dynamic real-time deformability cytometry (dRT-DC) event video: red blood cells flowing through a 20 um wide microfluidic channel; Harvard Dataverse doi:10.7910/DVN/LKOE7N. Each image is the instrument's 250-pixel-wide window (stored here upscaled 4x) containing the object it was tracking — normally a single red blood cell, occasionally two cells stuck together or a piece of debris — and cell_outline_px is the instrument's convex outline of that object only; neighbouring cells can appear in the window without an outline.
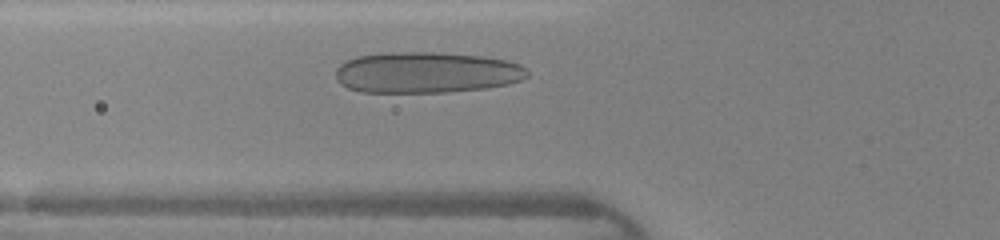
{"species": "human", "species_latin": "Homo sapiens", "temperature_condition": "warm", "stored_images_in_passage": 26, "camera_frame_rate_fps": 3000, "um_per_image_px": 0.085, "donor": {"sex": "female"}, "frame": {"image": 1, "passage_image": 5, "time_ms": 1.333, "image_size_px": [1000, 240], "cell_outline_px": [[528, 76], [520, 80], [508, 84], [484, 88], [444, 92], [360, 92], [348, 88], [340, 84], [336, 80], [336, 68], [340, 64], [348, 60], [360, 56], [388, 52], [432, 52], [480, 56], [504, 60], [520, 64], [528, 68]], "centroid_in_image_um": [36.23, 6.16], "position_along_channel_um": 89.6, "area_um2": 45.78}}
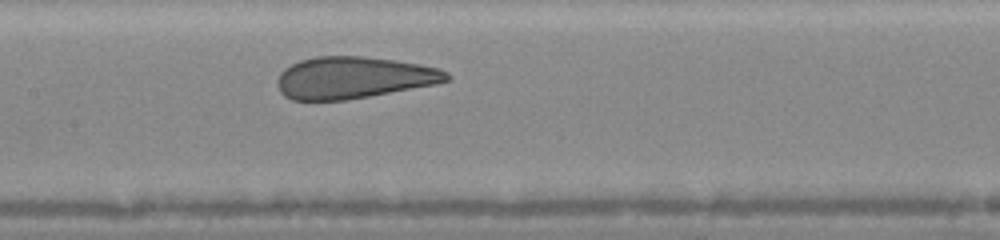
{"frame": {"image": 2, "passage_image": 11, "time_ms": 3.333, "image_size_px": [1000, 240], "cell_outline_px": [[452, 76], [448, 80], [436, 84], [368, 96], [344, 100], [292, 100], [284, 96], [280, 92], [276, 84], [276, 80], [280, 72], [284, 68], [300, 60], [316, 56], [360, 56], [392, 60], [420, 64], [440, 68], [448, 72]], "centroid_in_image_um": [30.02, 6.6], "position_along_channel_um": 177.4, "area_um2": 41.27}}
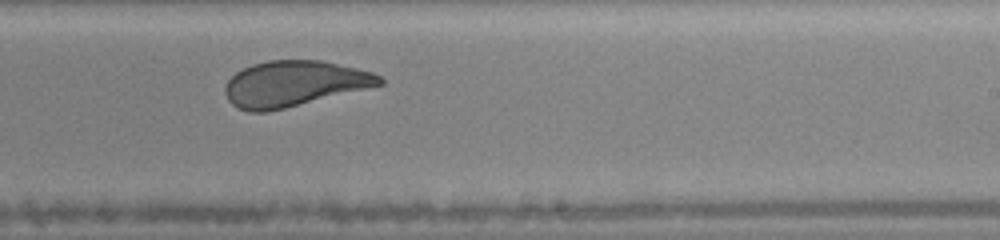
{"frame": {"image": 3, "passage_image": 17, "time_ms": 5.333, "image_size_px": [1000, 240], "cell_outline_px": [[384, 84], [268, 112], [248, 112], [236, 108], [228, 100], [224, 92], [224, 88], [228, 80], [236, 72], [252, 64], [268, 60], [324, 60], [372, 72], [380, 76], [384, 80]], "centroid_in_image_um": [24.97, 7.11], "position_along_channel_um": 264.0, "area_um2": 41.1}, "authors_computed_cell_mechanics": {"area_um2": 42.1073, "velocity_mm_per_s": 4.3487, "shape_relaxation_time_tau1_ms": 4.3285, "shape_relaxation_time_tau2_ms": null, "deformation_change_tau1": 0.17, "deformation_change_tau2": null}}